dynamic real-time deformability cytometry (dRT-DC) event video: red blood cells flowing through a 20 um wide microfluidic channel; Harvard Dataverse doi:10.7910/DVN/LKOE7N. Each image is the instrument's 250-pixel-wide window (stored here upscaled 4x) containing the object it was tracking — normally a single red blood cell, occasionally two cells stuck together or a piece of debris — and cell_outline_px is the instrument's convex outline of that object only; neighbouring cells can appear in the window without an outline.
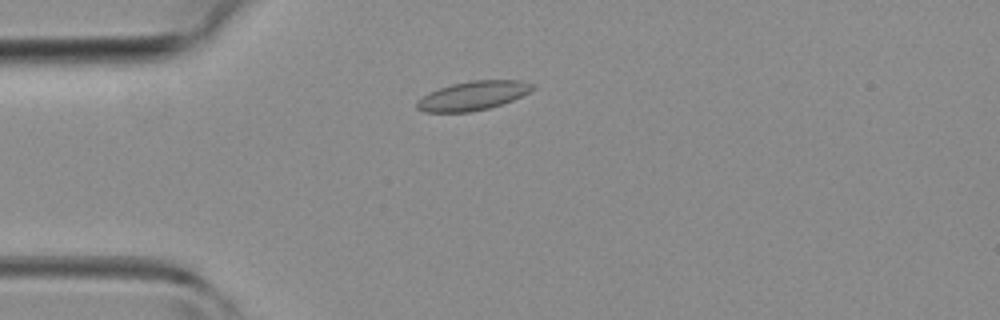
{"species": "common noctule bat (a hibernating species)", "species_latin": "Nyctalus noctula", "temperature_condition": "room temperature", "stored_images_in_passage": 41, "camera_frame_rate_fps": 3000, "um_per_image_px": 0.085, "animal": {"sex": "female", "body_mass_g": 19.3, "forearm_length_mm": 54.1}, "frame": {"image": 1, "passage_image": 8, "time_ms": 2.333, "image_size_px": [1000, 320], "cell_outline_px": [[536, 88], [512, 100], [488, 108], [468, 112], [424, 112], [416, 108], [416, 100], [428, 92], [452, 84], [472, 80], [520, 80], [532, 84]], "centroid_in_image_um": [40.15, 8.13], "position_along_channel_um": 44.8, "area_um2": 19.42}}
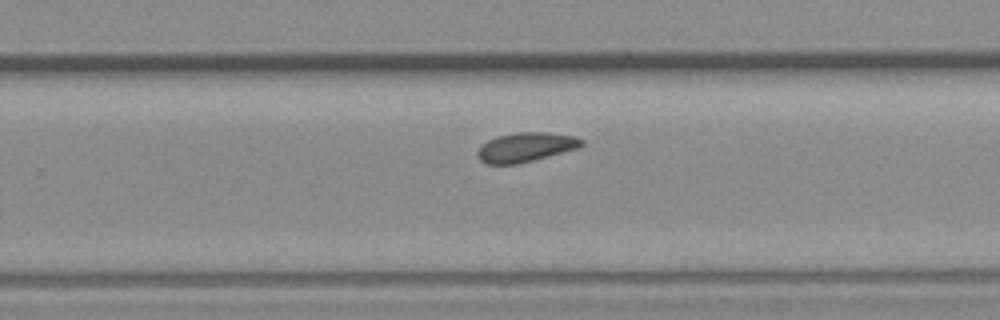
{"frame": {"image": 2, "passage_image": 25, "time_ms": 8.0, "image_size_px": [1000, 320], "cell_outline_px": [[584, 144], [580, 148], [516, 164], [488, 164], [480, 160], [476, 156], [476, 152], [480, 144], [496, 136], [520, 132], [548, 132], [576, 136], [584, 140]], "centroid_in_image_um": [44.68, 12.5], "position_along_channel_um": 285.1, "area_um2": 17.98}}
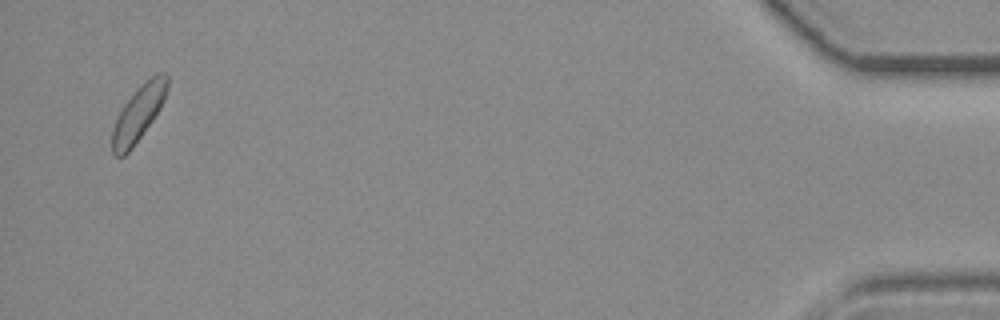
{"frame": {"image": 3, "passage_image": 40, "time_ms": 13.0, "image_size_px": [1000, 320], "cell_outline_px": [[168, 88], [164, 100], [160, 108], [152, 120], [132, 148], [124, 156], [116, 156], [112, 152], [112, 128], [124, 104], [136, 88], [156, 72], [168, 72]], "centroid_in_image_um": [11.79, 9.59], "position_along_channel_um": 423.4, "area_um2": 17.74}}